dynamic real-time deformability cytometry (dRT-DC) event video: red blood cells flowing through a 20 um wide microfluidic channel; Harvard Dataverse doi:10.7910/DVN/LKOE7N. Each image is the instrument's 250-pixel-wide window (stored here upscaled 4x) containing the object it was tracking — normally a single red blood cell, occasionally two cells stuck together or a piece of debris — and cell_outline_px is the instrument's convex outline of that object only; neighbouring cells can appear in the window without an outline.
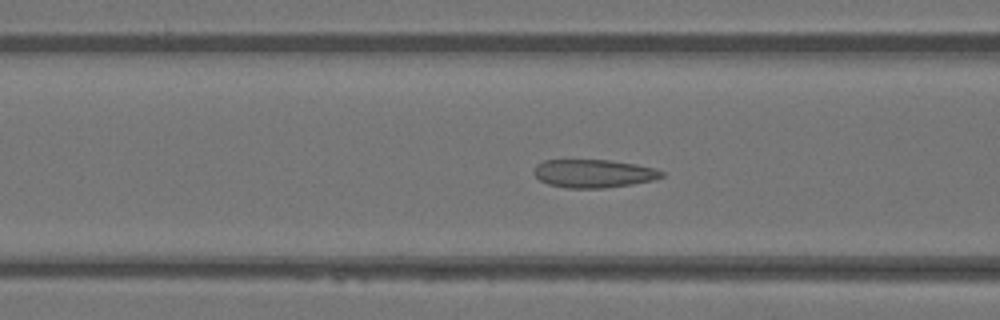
{"species": "Egyptian fruit bat (a non-hibernating species)", "species_latin": "Rousettus aegyptiacus", "temperature_condition": "warm", "stored_images_in_passage": 50, "camera_frame_rate_fps": 3000, "um_per_image_px": 0.085, "animal": {"sex": "female"}, "frame": {"image": 1, "passage_image": 20, "time_ms": 6.333, "image_size_px": [1000, 320], "cell_outline_px": [[664, 176], [652, 180], [632, 184], [604, 188], [568, 188], [548, 184], [540, 180], [532, 172], [536, 164], [544, 160], [608, 160], [636, 164], [656, 168], [664, 172]], "centroid_in_image_um": [50.45, 14.74], "position_along_channel_um": 116.2, "area_um2": 21.04}}
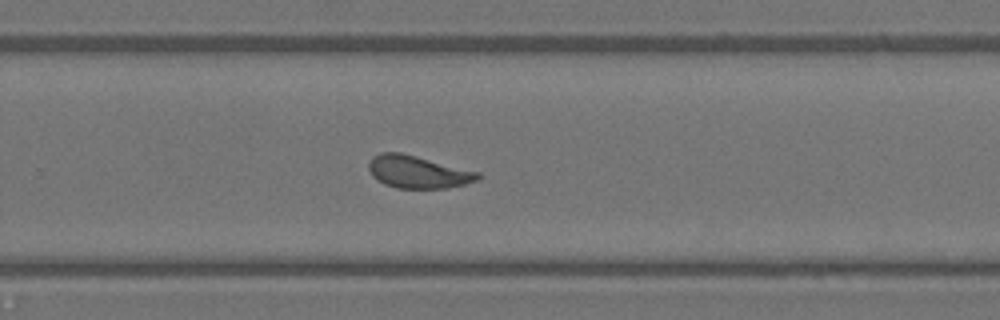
{"frame": {"image": 2, "passage_image": 33, "time_ms": 10.667, "image_size_px": [1000, 320], "cell_outline_px": [[480, 176], [476, 180], [464, 184], [448, 188], [396, 188], [384, 184], [376, 180], [372, 176], [368, 168], [368, 164], [372, 156], [380, 152], [400, 152], [480, 172]], "centroid_in_image_um": [35.47, 14.61], "position_along_channel_um": 294.3, "area_um2": 20.69}}
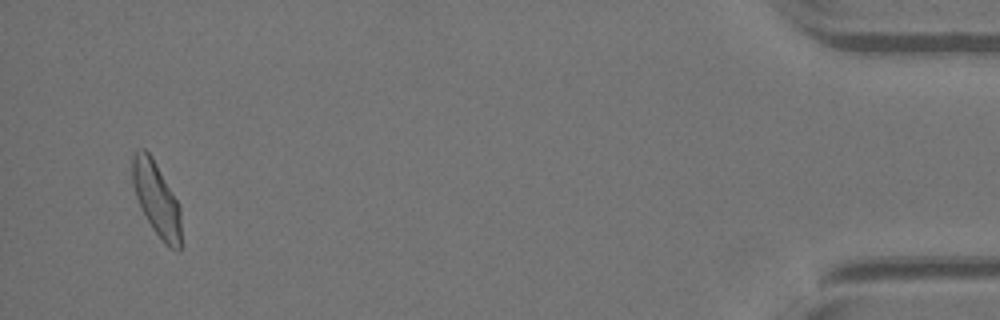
{"frame": {"image": 3, "passage_image": 48, "time_ms": 15.667, "image_size_px": [1000, 320], "cell_outline_px": [[180, 252], [176, 252], [164, 244], [152, 228], [140, 208], [132, 184], [132, 156], [136, 148], [144, 148], [148, 152], [180, 204]], "centroid_in_image_um": [13.29, 16.94], "position_along_channel_um": 421.9, "area_um2": 21.04}, "authors_computed_cell_mechanics": {"area_um2": 21.097, "velocity_mm_per_s": 4.1122, "shape_relaxation_time_tau1_ms": 4.3464, "shape_relaxation_time_tau2_ms": 0.7324, "deformation_change_tau1": 0.1211, "deformation_change_tau2": 0.0831}}